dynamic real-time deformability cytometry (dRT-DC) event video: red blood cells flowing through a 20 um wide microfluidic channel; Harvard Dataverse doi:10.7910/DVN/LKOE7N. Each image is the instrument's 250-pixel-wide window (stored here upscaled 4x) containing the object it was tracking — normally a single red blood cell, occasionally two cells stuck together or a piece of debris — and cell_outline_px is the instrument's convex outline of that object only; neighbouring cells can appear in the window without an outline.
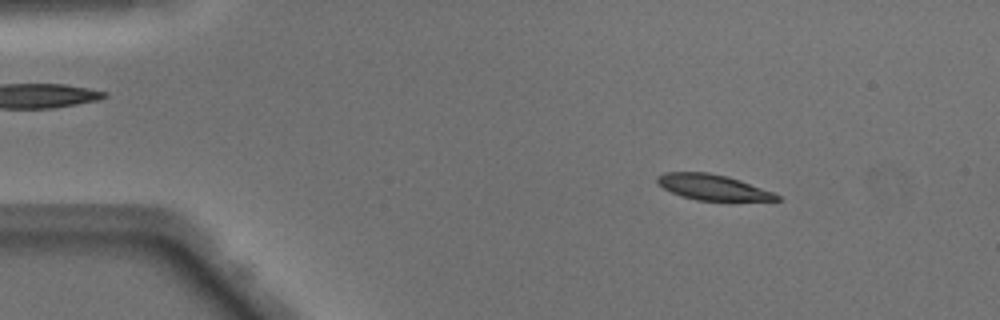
{"species": "Egyptian fruit bat (a non-hibernating species)", "species_latin": "Rousettus aegyptiacus", "temperature_condition": "warm", "stored_images_in_passage": 49, "camera_frame_rate_fps": 3000, "um_per_image_px": 0.085, "animal": {"sex": "male"}, "frame": {"image": 1, "passage_image": 7, "time_ms": 2.0, "image_size_px": [1000, 320], "cell_outline_px": [[780, 200], [696, 200], [680, 196], [664, 188], [656, 180], [656, 176], [664, 172], [708, 172], [728, 176], [740, 180], [772, 192], [780, 196]], "centroid_in_image_um": [60.54, 15.9], "position_along_channel_um": 24.5, "area_um2": 17.57}}
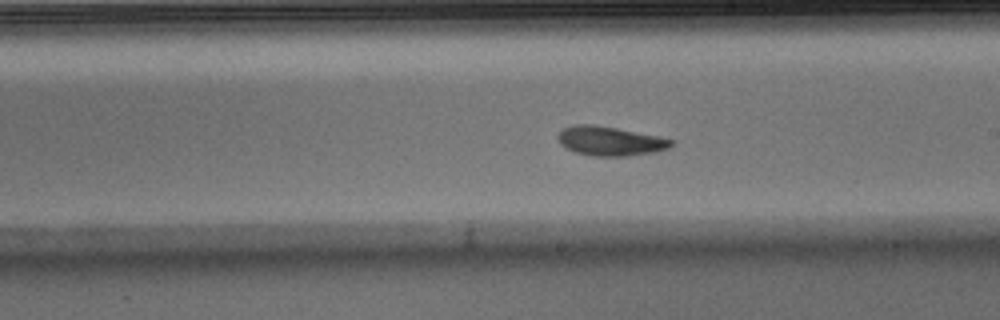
{"frame": {"image": 2, "passage_image": 28, "time_ms": 9.0, "image_size_px": [1000, 320], "cell_outline_px": [[676, 144], [668, 148], [656, 152], [628, 156], [592, 156], [576, 152], [564, 148], [560, 144], [556, 136], [564, 128], [576, 124], [592, 124], [616, 128], [660, 136], [676, 140]], "centroid_in_image_um": [51.9, 11.99], "position_along_channel_um": 237.1, "area_um2": 19.59}}
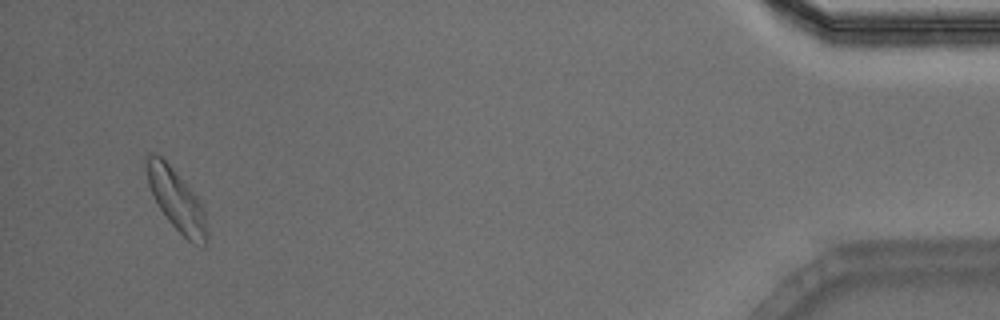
{"frame": {"image": 3, "passage_image": 47, "time_ms": 15.333, "image_size_px": [1000, 320], "cell_outline_px": [[208, 236], [204, 244], [192, 244], [168, 220], [160, 208], [148, 184], [144, 164], [144, 156], [148, 152], [156, 152], [172, 168], [196, 196], [204, 212], [208, 232]], "centroid_in_image_um": [14.95, 16.94], "position_along_channel_um": 420.2, "area_um2": 21.21}, "authors_computed_cell_mechanics": {"area_um2": 19.074, "velocity_mm_per_s": 4.0985, "shape_relaxation_time_tau1_ms": 3.947, "shape_relaxation_time_tau2_ms": 5.2392, "deformation_change_tau1": 0.1438, "deformation_change_tau2": 0.1286}}